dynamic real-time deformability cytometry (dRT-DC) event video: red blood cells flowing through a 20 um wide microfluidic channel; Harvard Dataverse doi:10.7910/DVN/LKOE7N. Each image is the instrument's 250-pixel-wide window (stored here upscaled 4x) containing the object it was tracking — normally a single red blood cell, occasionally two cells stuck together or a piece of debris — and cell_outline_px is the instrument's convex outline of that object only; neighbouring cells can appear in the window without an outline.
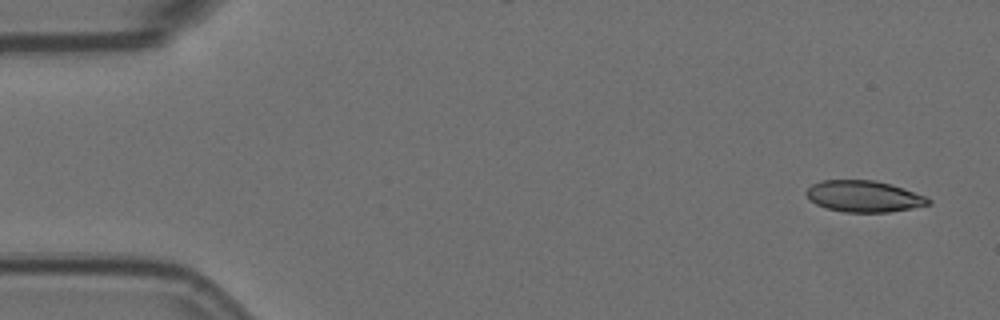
{"species": "Egyptian fruit bat (a non-hibernating species)", "species_latin": "Rousettus aegyptiacus", "temperature_condition": "room temperature", "stored_images_in_passage": 3, "camera_frame_rate_fps": 3000, "um_per_image_px": 0.085, "animal": {"sex": "female"}, "frame": {"image": 1, "passage_image": 1, "time_ms": 0.0, "image_size_px": [1000, 320], "cell_outline_px": [[932, 204], [912, 208], [888, 212], [844, 212], [828, 208], [816, 204], [804, 192], [812, 184], [824, 180], [872, 180], [904, 188], [924, 196], [932, 200]], "centroid_in_image_um": [73.44, 16.69], "position_along_channel_um": 11.6, "area_um2": 22.08}}